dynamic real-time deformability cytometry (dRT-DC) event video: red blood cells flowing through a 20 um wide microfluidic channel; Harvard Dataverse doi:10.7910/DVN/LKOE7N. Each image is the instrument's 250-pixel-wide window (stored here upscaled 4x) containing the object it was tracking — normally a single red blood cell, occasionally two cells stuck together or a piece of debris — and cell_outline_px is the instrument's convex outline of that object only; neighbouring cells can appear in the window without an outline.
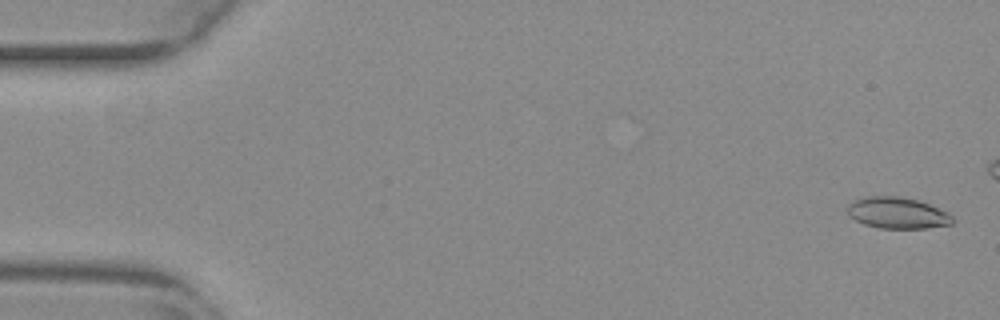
{"species": "common noctule bat (a hibernating species)", "species_latin": "Nyctalus noctula", "temperature_condition": "warm", "stored_images_in_passage": 47, "camera_frame_rate_fps": 3000, "um_per_image_px": 0.085, "animal": {"sex": "female", "body_mass_g": 29.2, "forearm_length_mm": 56.3}, "frame": {"image": 1, "passage_image": 2, "time_ms": 0.333, "image_size_px": [1000, 320], "cell_outline_px": [[956, 220], [952, 224], [928, 228], [880, 228], [864, 224], [856, 220], [848, 212], [848, 204], [856, 200], [868, 196], [896, 196], [916, 200], [928, 204], [948, 212]], "centroid_in_image_um": [76.33, 18.11], "position_along_channel_um": 8.7, "area_um2": 18.96}}
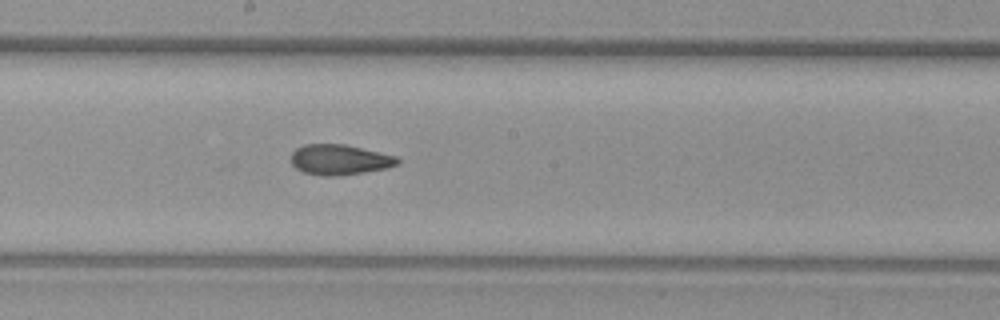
{"frame": {"image": 2, "passage_image": 30, "time_ms": 9.667, "image_size_px": [1000, 320], "cell_outline_px": [[400, 160], [396, 164], [388, 168], [340, 176], [324, 176], [304, 172], [296, 168], [288, 160], [292, 152], [296, 148], [304, 144], [344, 144], [396, 156]], "centroid_in_image_um": [28.82, 13.57], "position_along_channel_um": 219.4, "area_um2": 18.9}}
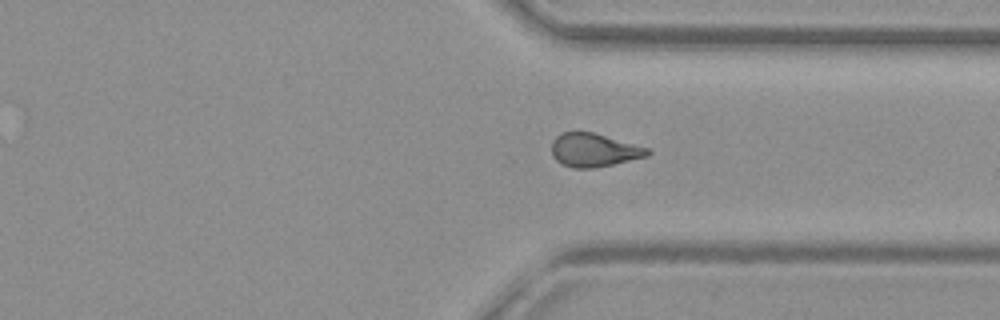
{"frame": {"image": 3, "passage_image": 41, "time_ms": 13.333, "image_size_px": [1000, 320], "cell_outline_px": [[652, 152], [648, 156], [596, 168], [572, 168], [556, 160], [552, 156], [552, 140], [560, 132], [592, 132], [648, 148]], "centroid_in_image_um": [50.47, 12.76], "position_along_channel_um": 360.9, "area_um2": 18.61}}